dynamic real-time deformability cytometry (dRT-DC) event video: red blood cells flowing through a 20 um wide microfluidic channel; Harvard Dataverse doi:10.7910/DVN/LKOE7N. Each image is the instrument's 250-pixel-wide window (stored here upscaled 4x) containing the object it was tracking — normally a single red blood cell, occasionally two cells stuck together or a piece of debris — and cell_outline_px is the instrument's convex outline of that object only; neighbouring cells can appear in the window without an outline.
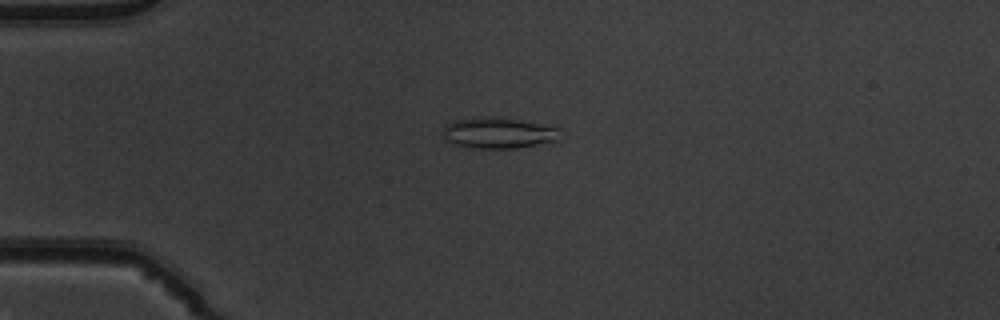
{"species": "common noctule bat (a hibernating species)", "species_latin": "Nyctalus noctula", "temperature_condition": "warm", "stored_images_in_passage": 46, "camera_frame_rate_fps": 3000, "um_per_image_px": 0.085, "animal": {"sex": "male", "body_mass_g": 19.5, "forearm_length_mm": 54.6}, "frame": {"image": 1, "passage_image": 8, "time_ms": 2.333, "image_size_px": [1000, 320], "cell_outline_px": [[560, 128], [556, 140], [552, 144], [516, 148], [472, 148], [452, 144], [444, 140], [440, 136], [440, 132], [448, 124], [456, 120], [484, 116], [556, 124]], "centroid_in_image_um": [42.42, 11.31], "position_along_channel_um": 42.6, "area_um2": 21.91}}
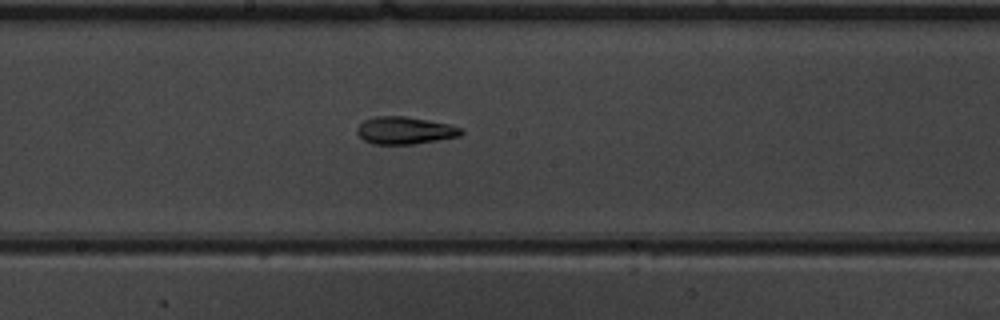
{"frame": {"image": 2, "passage_image": 23, "time_ms": 7.333, "image_size_px": [1000, 320], "cell_outline_px": [[464, 132], [460, 136], [440, 140], [412, 144], [372, 144], [364, 140], [356, 132], [356, 128], [364, 120], [376, 116], [404, 116], [428, 120], [448, 124], [460, 128]], "centroid_in_image_um": [34.4, 11.09], "position_along_channel_um": 213.8, "area_um2": 16.59}}
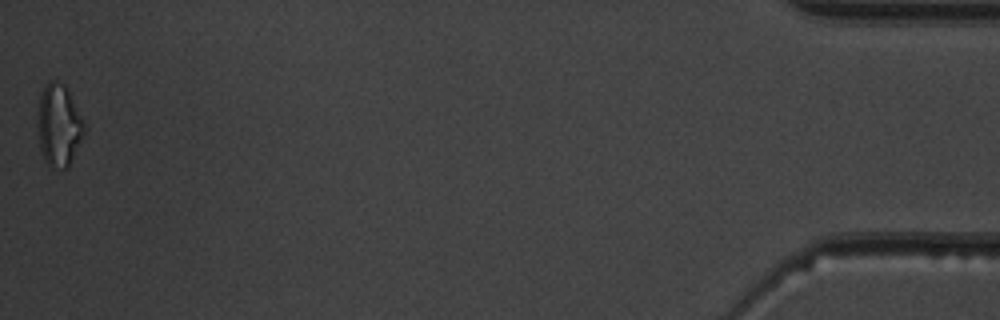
{"frame": {"image": 3, "passage_image": 46, "time_ms": 15.0, "image_size_px": [1000, 320], "cell_outline_px": [[88, 128], [68, 168], [64, 172], [52, 168], [44, 160], [40, 148], [36, 128], [36, 124], [40, 92], [48, 80], [56, 80], [64, 84], [84, 120]], "centroid_in_image_um": [5.0, 10.69], "position_along_channel_um": 430.2, "area_um2": 23.18}, "authors_computed_cell_mechanics": {"area_um2": 17.2822, "velocity_mm_per_s": 4.0042, "shape_relaxation_time_tau1_ms": null, "shape_relaxation_time_tau2_ms": 3.5972, "deformation_change_tau1": null, "deformation_change_tau2": 0.1109}}